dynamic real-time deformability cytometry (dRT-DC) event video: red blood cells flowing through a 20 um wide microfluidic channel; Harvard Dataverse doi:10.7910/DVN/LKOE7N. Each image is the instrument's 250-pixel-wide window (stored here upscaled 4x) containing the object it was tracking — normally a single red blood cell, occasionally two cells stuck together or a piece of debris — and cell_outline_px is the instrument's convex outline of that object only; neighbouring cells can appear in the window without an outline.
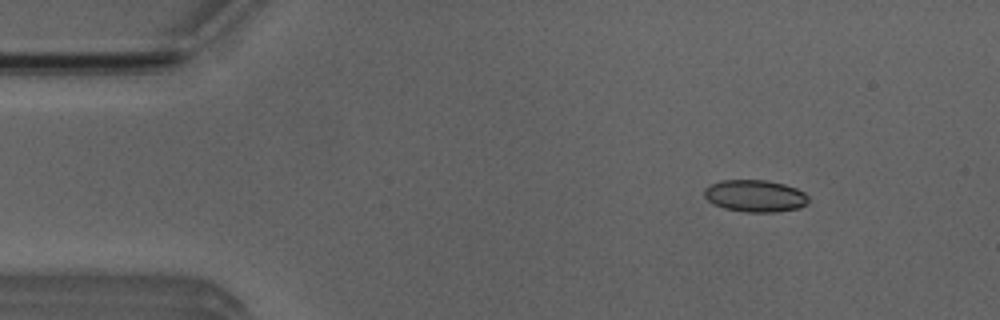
{"species": "Egyptian fruit bat (a non-hibernating species)", "species_latin": "Rousettus aegyptiacus", "temperature_condition": "room temperature", "stored_images_in_passage": 48, "camera_frame_rate_fps": 3000, "um_per_image_px": 0.085, "animal": {"sex": "male"}, "frame": {"image": 1, "passage_image": 2, "time_ms": 0.333, "image_size_px": [1000, 320], "cell_outline_px": [[808, 204], [800, 208], [776, 212], [744, 212], [724, 208], [712, 204], [704, 196], [704, 188], [720, 180], [768, 180], [784, 184], [796, 188], [804, 192], [808, 196]], "centroid_in_image_um": [64.19, 16.66], "position_along_channel_um": 20.8, "area_um2": 19.65}}
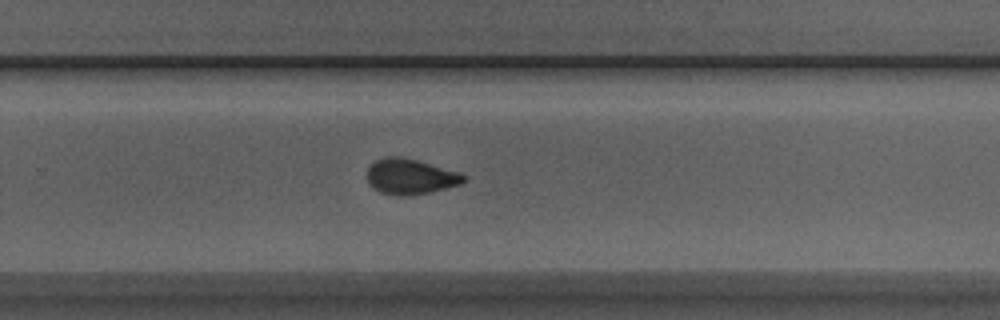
{"frame": {"image": 2, "passage_image": 29, "time_ms": 9.333, "image_size_px": [1000, 320], "cell_outline_px": [[464, 180], [460, 184], [428, 192], [404, 196], [400, 196], [380, 192], [372, 188], [368, 184], [368, 168], [376, 160], [388, 156], [400, 156], [416, 160], [460, 172], [464, 176]], "centroid_in_image_um": [34.84, 15.0], "position_along_channel_um": 295.0, "area_um2": 19.65}}
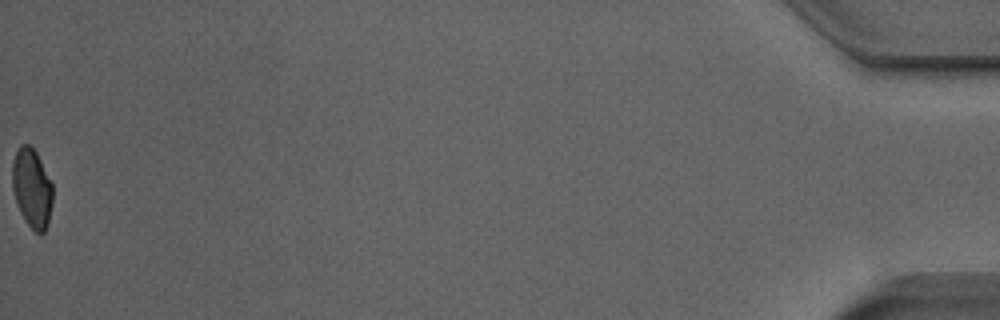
{"frame": {"image": 3, "passage_image": 48, "time_ms": 15.667, "image_size_px": [1000, 320], "cell_outline_px": [[52, 204], [48, 224], [44, 232], [40, 236], [28, 224], [20, 212], [12, 188], [12, 164], [16, 152], [20, 144], [28, 144], [36, 152], [52, 184]], "centroid_in_image_um": [2.71, 16.01], "position_along_channel_um": 432.5, "area_um2": 18.5}, "authors_computed_cell_mechanics": {"area_um2": 19.652, "velocity_mm_per_s": 3.8921, "shape_relaxation_time_tau1_ms": 8.1515, "shape_relaxation_time_tau2_ms": 1.0629, "deformation_change_tau1": 0.1842, "deformation_change_tau2": 0.06}}